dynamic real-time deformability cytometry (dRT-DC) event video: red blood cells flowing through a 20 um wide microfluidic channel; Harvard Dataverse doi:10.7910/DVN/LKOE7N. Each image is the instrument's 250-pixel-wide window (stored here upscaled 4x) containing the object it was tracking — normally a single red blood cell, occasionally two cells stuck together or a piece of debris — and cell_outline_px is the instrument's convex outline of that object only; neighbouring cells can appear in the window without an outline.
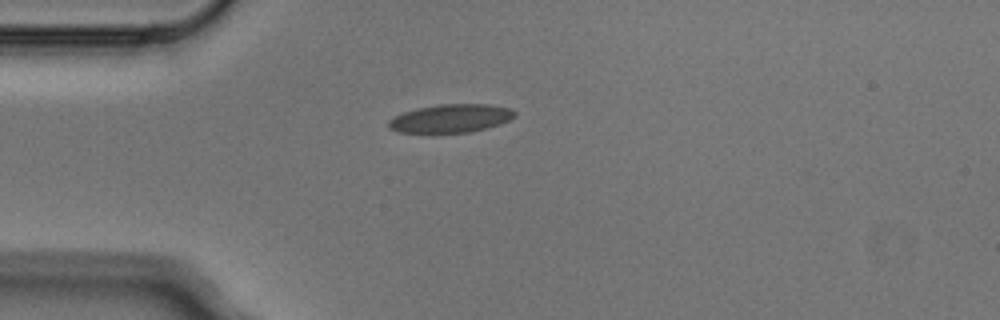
{"species": "Egyptian fruit bat (a non-hibernating species)", "species_latin": "Rousettus aegyptiacus", "temperature_condition": "cold", "stored_images_in_passage": 2, "camera_frame_rate_fps": 3000, "um_per_image_px": 0.085, "animal": {"sex": "male"}, "frame": {"image": 1, "passage_image": 1, "time_ms": 0.0, "image_size_px": [1000, 320], "cell_outline_px": [[516, 116], [500, 124], [468, 132], [396, 132], [388, 128], [388, 120], [392, 116], [404, 112], [420, 108], [440, 104], [488, 104], [512, 108], [516, 112]], "centroid_in_image_um": [38.31, 10.05], "position_along_channel_um": 46.7, "area_um2": 20.69}}